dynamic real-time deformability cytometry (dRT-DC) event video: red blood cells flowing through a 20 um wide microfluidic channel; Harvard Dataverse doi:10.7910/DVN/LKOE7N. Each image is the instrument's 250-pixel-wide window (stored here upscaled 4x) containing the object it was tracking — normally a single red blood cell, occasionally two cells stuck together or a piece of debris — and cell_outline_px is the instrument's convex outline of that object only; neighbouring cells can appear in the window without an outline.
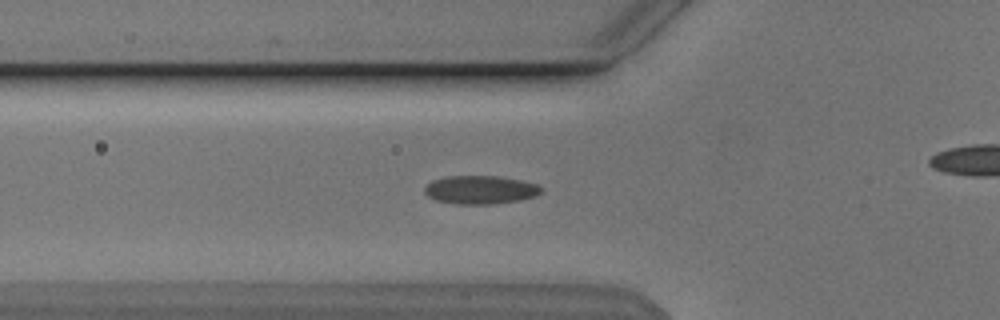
{"species": "Egyptian fruit bat (a non-hibernating species)", "species_latin": "Rousettus aegyptiacus", "temperature_condition": "cold", "stored_images_in_passage": 30, "camera_frame_rate_fps": 3000, "um_per_image_px": 0.085, "animal": {"sex": "male"}, "frame": {"image": 1, "passage_image": 5, "time_ms": 1.333, "image_size_px": [1000, 320], "cell_outline_px": [[544, 188], [536, 196], [520, 200], [496, 204], [456, 204], [436, 200], [428, 196], [424, 192], [424, 188], [432, 180], [448, 176], [496, 176], [520, 180], [536, 184]], "centroid_in_image_um": [40.83, 16.14], "position_along_channel_um": 85.0, "area_um2": 19.31}}
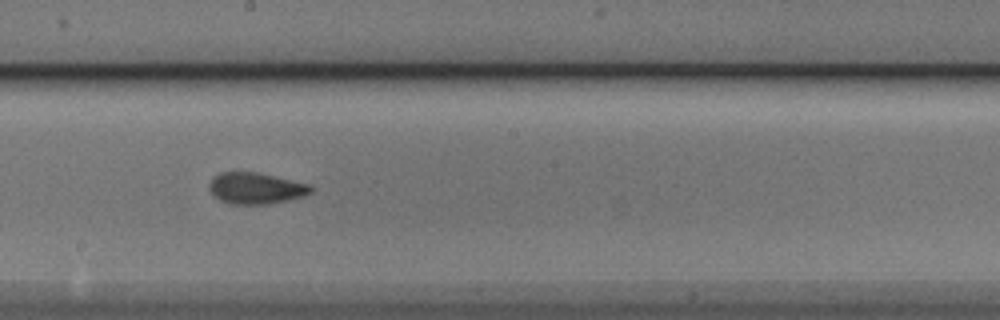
{"frame": {"image": 2, "passage_image": 16, "time_ms": 5.0, "image_size_px": [1000, 320], "cell_outline_px": [[312, 192], [304, 196], [272, 204], [232, 204], [220, 200], [208, 188], [208, 184], [220, 172], [256, 172], [312, 184]], "centroid_in_image_um": [21.79, 16.0], "position_along_channel_um": 226.4, "area_um2": 18.55}}
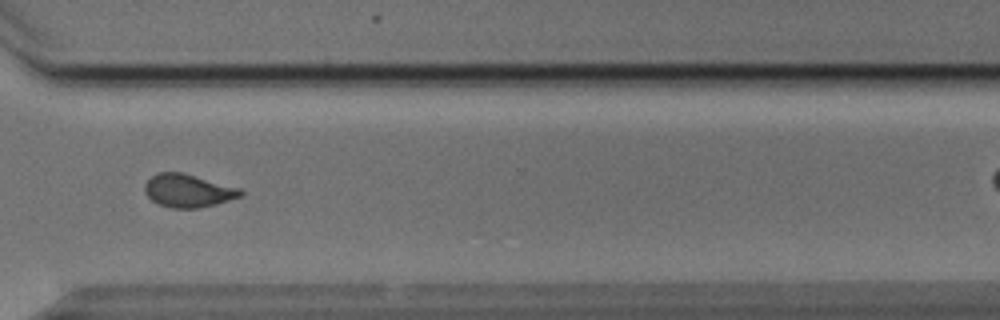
{"frame": {"image": 3, "passage_image": 26, "time_ms": 8.333, "image_size_px": [1000, 320], "cell_outline_px": [[244, 196], [216, 204], [200, 208], [172, 208], [160, 204], [152, 200], [144, 192], [144, 184], [152, 176], [160, 172], [184, 172], [240, 188], [244, 192]], "centroid_in_image_um": [16.02, 16.2], "position_along_channel_um": 354.6, "area_um2": 18.61}}